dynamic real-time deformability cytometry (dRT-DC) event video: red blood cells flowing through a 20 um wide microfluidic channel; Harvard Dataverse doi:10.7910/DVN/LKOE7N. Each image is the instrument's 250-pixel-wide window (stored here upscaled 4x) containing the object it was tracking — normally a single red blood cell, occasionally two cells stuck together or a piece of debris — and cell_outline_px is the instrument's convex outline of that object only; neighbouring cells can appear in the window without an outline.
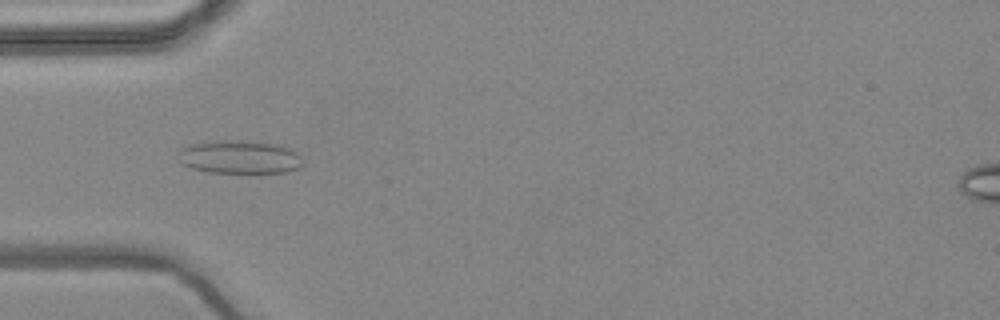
{"species": "common noctule bat (a hibernating species)", "species_latin": "Nyctalus noctula", "temperature_condition": "warm", "stored_images_in_passage": 6, "camera_frame_rate_fps": 3000, "um_per_image_px": 0.085, "animal": {"sex": "female", "body_mass_g": 24.6, "forearm_length_mm": 56.2}, "frame": {"image": 1, "passage_image": 2, "time_ms": 0.333, "image_size_px": [1000, 320], "cell_outline_px": [[304, 164], [300, 168], [288, 172], [208, 172], [192, 168], [180, 164], [176, 160], [180, 148], [192, 144], [276, 144], [288, 148], [296, 152], [304, 160]], "centroid_in_image_um": [20.38, 13.43], "position_along_channel_um": 64.6, "area_um2": 22.83}}